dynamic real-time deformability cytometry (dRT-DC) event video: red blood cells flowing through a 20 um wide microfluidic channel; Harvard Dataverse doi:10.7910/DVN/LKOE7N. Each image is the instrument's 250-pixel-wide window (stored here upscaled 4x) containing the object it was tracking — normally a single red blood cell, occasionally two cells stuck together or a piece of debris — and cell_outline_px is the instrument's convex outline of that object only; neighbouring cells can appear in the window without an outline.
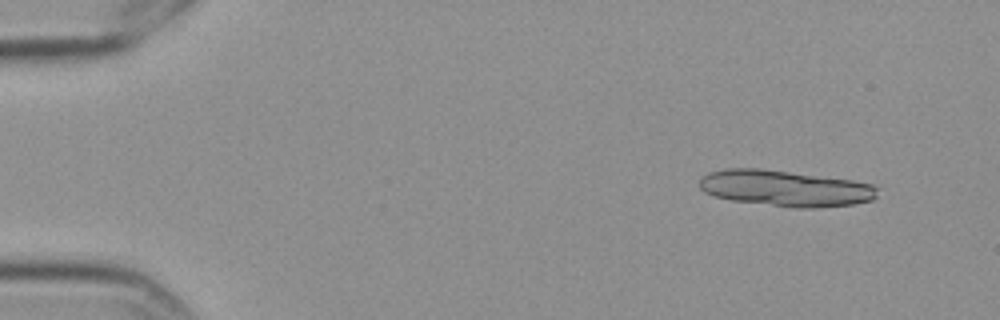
{"species": "Egyptian fruit bat (a non-hibernating species)", "species_latin": "Rousettus aegyptiacus", "temperature_condition": "cold", "stored_images_in_passage": 7, "camera_frame_rate_fps": 3000, "um_per_image_px": 0.085, "frame": {"image": 1, "passage_image": 2, "time_ms": 0.333, "image_size_px": [1000, 320], "cell_outline_px": [[880, 188], [876, 196], [872, 200], [852, 204], [812, 208], [800, 208], [732, 200], [716, 196], [704, 192], [700, 188], [700, 180], [708, 172], [728, 168], [760, 168], [852, 180], [872, 184]], "centroid_in_image_um": [66.77, 15.99], "position_along_channel_um": 18.2, "area_um2": 37.17}}
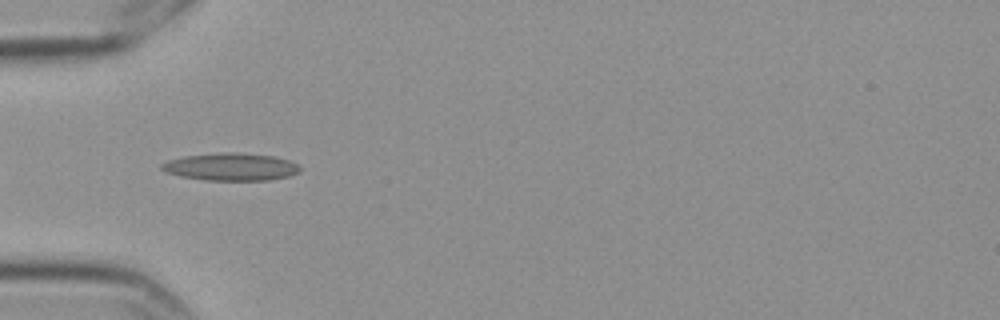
{"frame": {"image": 2, "passage_image": 6, "time_ms": 1.667, "image_size_px": [1000, 320], "cell_outline_px": [[300, 172], [288, 176], [268, 180], [208, 180], [180, 176], [168, 172], [160, 168], [160, 164], [168, 160], [184, 156], [232, 152], [272, 156], [288, 160], [296, 164], [300, 168]], "centroid_in_image_um": [19.62, 14.18], "position_along_channel_um": 65.4, "area_um2": 21.79}}
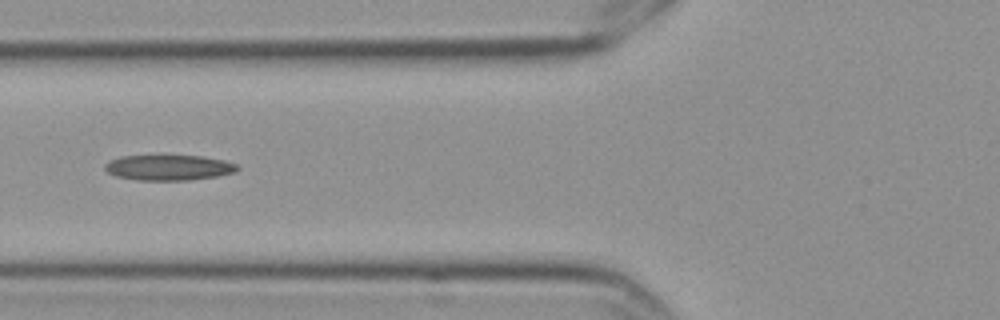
{"frame": {"image": 3, "passage_image": 7, "time_ms": 2.0, "image_size_px": [1000, 320], "cell_outline_px": [[240, 168], [236, 172], [216, 176], [188, 180], [136, 180], [116, 176], [108, 172], [104, 168], [104, 164], [108, 160], [120, 156], [200, 156], [224, 160], [236, 164]], "centroid_in_image_um": [14.32, 14.24], "position_along_channel_um": 111.5, "area_um2": 19.59}}